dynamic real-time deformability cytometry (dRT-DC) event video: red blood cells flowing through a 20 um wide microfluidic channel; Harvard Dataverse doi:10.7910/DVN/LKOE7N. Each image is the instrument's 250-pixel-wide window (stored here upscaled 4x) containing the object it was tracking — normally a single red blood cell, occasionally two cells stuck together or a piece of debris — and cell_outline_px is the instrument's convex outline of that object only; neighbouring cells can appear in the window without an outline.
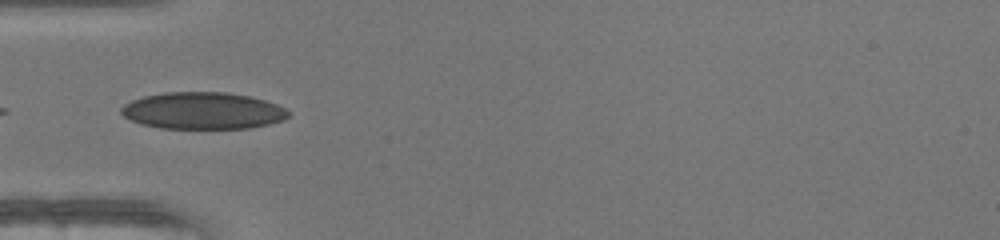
{"species": "human", "species_latin": "Homo sapiens", "temperature_condition": "warm", "stored_images_in_passage": 32, "camera_frame_rate_fps": 3000, "um_per_image_px": 0.085, "donor": {"sex": "female"}, "frame": {"image": 1, "passage_image": 1, "time_ms": 0.0, "image_size_px": [1000, 240], "cell_outline_px": [[288, 116], [284, 120], [268, 124], [248, 128], [160, 128], [140, 124], [124, 116], [120, 112], [120, 108], [124, 104], [132, 100], [144, 96], [164, 92], [224, 92], [248, 96], [264, 100], [276, 104], [284, 108], [288, 112]], "centroid_in_image_um": [17.2, 9.41], "position_along_channel_um": 67.8, "area_um2": 35.78}}
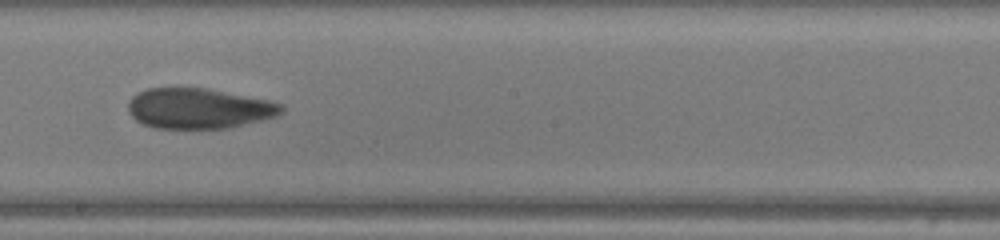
{"frame": {"image": 2, "passage_image": 13, "time_ms": 4.0, "image_size_px": [1000, 240], "cell_outline_px": [[284, 112], [276, 116], [228, 128], [156, 128], [144, 124], [136, 120], [128, 112], [128, 100], [136, 92], [148, 88], [208, 88], [268, 100], [284, 104]], "centroid_in_image_um": [16.89, 9.21], "position_along_channel_um": 231.3, "area_um2": 36.13}}
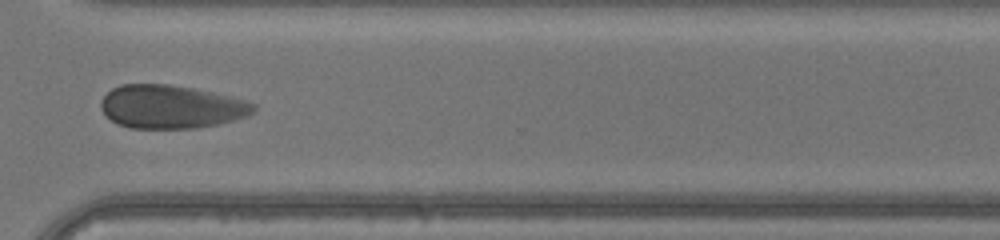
{"frame": {"image": 3, "passage_image": 22, "time_ms": 7.0, "image_size_px": [1000, 240], "cell_outline_px": [[256, 112], [248, 116], [216, 124], [196, 128], [128, 128], [116, 124], [100, 108], [100, 100], [112, 88], [120, 84], [168, 84], [192, 88], [212, 92], [248, 100], [256, 104]], "centroid_in_image_um": [14.55, 9.07], "position_along_channel_um": 356.0, "area_um2": 38.73}, "authors_computed_cell_mechanics": {"area_um2": 36.8475, "velocity_mm_per_s": 4.1248, "shape_relaxation_time_tau1_ms": 4.9125, "shape_relaxation_time_tau2_ms": 2.8937, "deformation_change_tau1": 0.0824, "deformation_change_tau2": 0.0795}}